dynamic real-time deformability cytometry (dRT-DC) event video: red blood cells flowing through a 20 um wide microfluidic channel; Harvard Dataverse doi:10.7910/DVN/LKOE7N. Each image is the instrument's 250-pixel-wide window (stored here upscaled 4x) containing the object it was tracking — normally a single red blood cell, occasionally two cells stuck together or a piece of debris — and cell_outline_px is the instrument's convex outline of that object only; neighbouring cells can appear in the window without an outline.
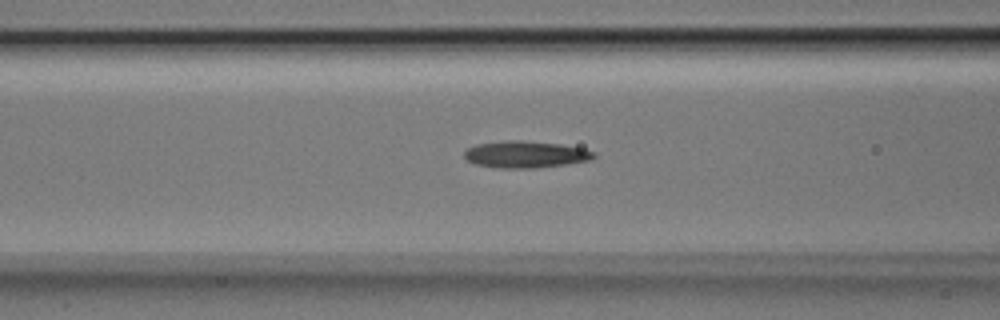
{"species": "Egyptian fruit bat (a non-hibernating species)", "species_latin": "Rousettus aegyptiacus", "temperature_condition": "room temperature", "stored_images_in_passage": 34, "camera_frame_rate_fps": 3000, "um_per_image_px": 0.085, "animal": {"sex": "male"}, "frame": {"image": 1, "passage_image": 13, "time_ms": 4.0, "image_size_px": [1000, 320], "cell_outline_px": [[596, 156], [588, 160], [564, 164], [536, 168], [496, 168], [476, 164], [468, 160], [464, 156], [464, 152], [468, 148], [476, 144], [500, 140], [520, 140], [560, 144], [584, 148], [596, 152]], "centroid_in_image_um": [44.65, 13.11], "position_along_channel_um": 121.9, "area_um2": 20.29}}
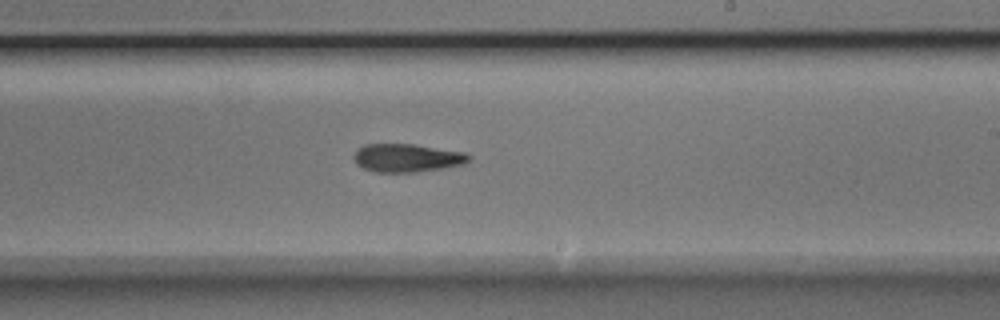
{"frame": {"image": 2, "passage_image": 23, "time_ms": 7.333, "image_size_px": [1000, 320], "cell_outline_px": [[472, 156], [464, 164], [444, 168], [416, 172], [376, 172], [364, 168], [356, 164], [352, 156], [364, 144], [412, 144], [464, 152]], "centroid_in_image_um": [34.59, 13.42], "position_along_channel_um": 254.4, "area_um2": 18.84}}
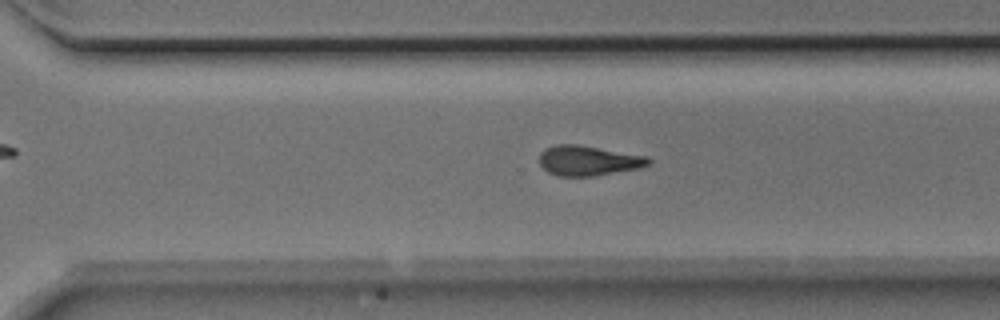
{"frame": {"image": 3, "passage_image": 28, "time_ms": 9.0, "image_size_px": [1000, 320], "cell_outline_px": [[652, 160], [648, 164], [640, 168], [592, 176], [560, 176], [548, 172], [540, 164], [540, 152], [556, 144], [576, 144], [648, 156]], "centroid_in_image_um": [50.02, 13.65], "position_along_channel_um": 320.6, "area_um2": 18.9}}